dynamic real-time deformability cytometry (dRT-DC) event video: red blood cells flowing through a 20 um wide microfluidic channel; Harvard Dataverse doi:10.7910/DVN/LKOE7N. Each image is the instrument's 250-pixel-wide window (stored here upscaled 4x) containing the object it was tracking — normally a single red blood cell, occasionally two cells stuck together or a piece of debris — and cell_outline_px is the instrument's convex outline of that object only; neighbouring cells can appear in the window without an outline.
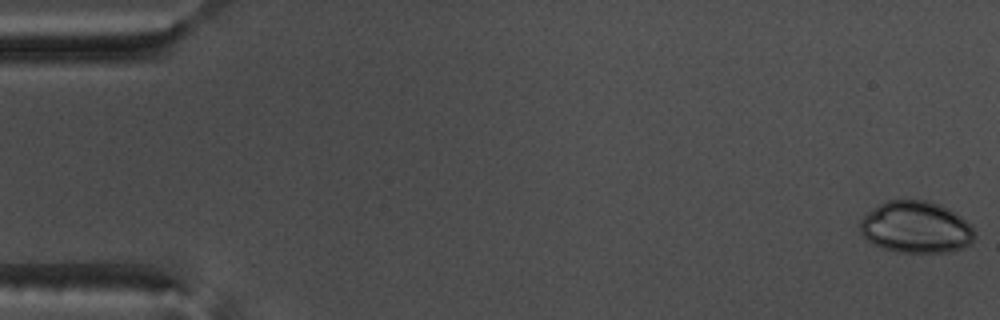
{"species": "common noctule bat (a hibernating species)", "species_latin": "Nyctalus noctula", "temperature_condition": "warm", "stored_images_in_passage": 54, "camera_frame_rate_fps": 3000, "um_per_image_px": 0.085, "animal": {"sex": "male", "body_mass_g": 17.5, "forearm_length_mm": 52.3}, "frame": {"image": 1, "passage_image": 1, "time_ms": 0.0, "image_size_px": [1000, 320], "cell_outline_px": [[972, 240], [964, 248], [948, 252], [900, 252], [884, 248], [872, 244], [860, 232], [860, 220], [868, 212], [880, 204], [888, 200], [924, 200], [940, 204], [956, 212], [972, 224]], "centroid_in_image_um": [77.86, 19.31], "position_along_channel_um": 7.1, "area_um2": 34.45}}
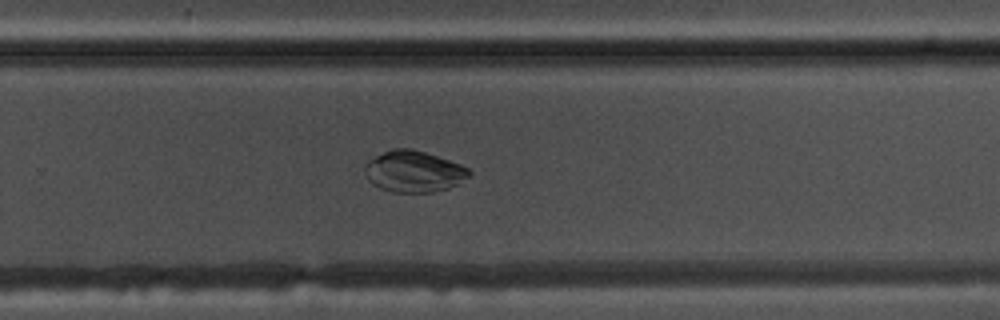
{"frame": {"image": 2, "passage_image": 36, "time_ms": 11.667, "image_size_px": [1000, 320], "cell_outline_px": [[472, 172], [460, 184], [448, 188], [432, 192], [392, 192], [380, 188], [372, 184], [368, 180], [364, 172], [364, 164], [368, 160], [392, 148], [412, 148], [460, 164], [468, 168]], "centroid_in_image_um": [35.15, 14.58], "position_along_channel_um": 294.7, "area_um2": 25.2}}
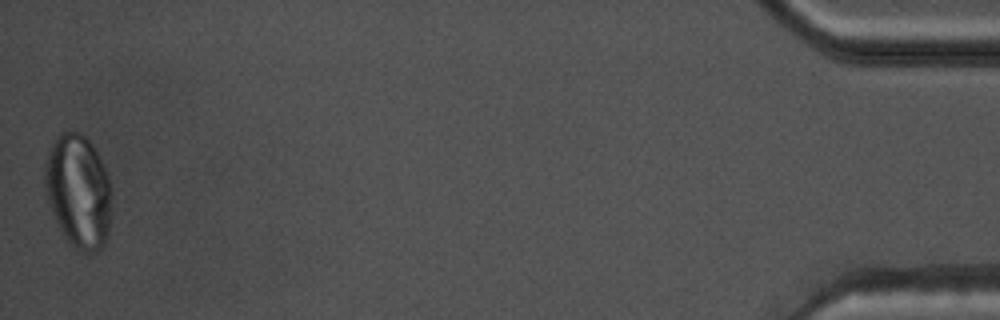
{"frame": {"image": 3, "passage_image": 54, "time_ms": 17.667, "image_size_px": [1000, 320], "cell_outline_px": [[108, 236], [100, 252], [76, 252], [68, 244], [52, 212], [44, 188], [44, 164], [48, 148], [56, 136], [60, 132], [80, 132], [92, 144], [100, 156], [108, 176]], "centroid_in_image_um": [6.6, 16.25], "position_along_channel_um": 428.6, "area_um2": 44.16}}